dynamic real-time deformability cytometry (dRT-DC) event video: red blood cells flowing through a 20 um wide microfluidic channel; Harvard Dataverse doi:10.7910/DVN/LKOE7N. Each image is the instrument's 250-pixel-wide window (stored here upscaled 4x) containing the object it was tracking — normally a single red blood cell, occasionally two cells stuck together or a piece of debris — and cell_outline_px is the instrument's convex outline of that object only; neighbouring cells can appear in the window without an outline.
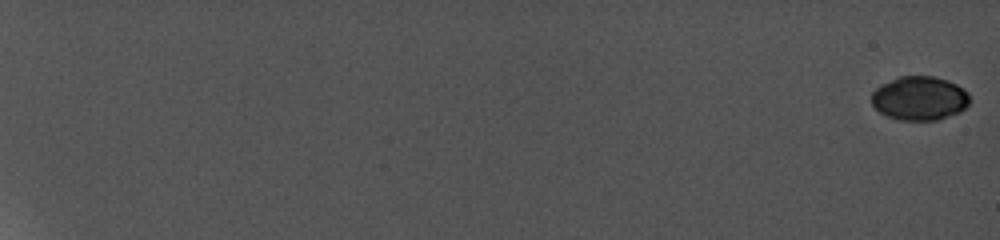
{"species": "common noctule bat (a hibernating species)", "species_latin": "Nyctalus noctula", "temperature_condition": "cold", "stored_images_in_passage": 10, "camera_frame_rate_fps": 5000, "um_per_image_px": 0.085, "animal": {"sex": "female", "body_mass_g": 19.0, "forearm_length_mm": 56.7}, "frame": {"image": 1, "passage_image": 1, "time_ms": 0.0, "image_size_px": [1000, 240], "cell_outline_px": [[968, 104], [960, 112], [936, 120], [896, 120], [880, 112], [872, 104], [872, 92], [880, 84], [900, 76], [932, 76], [948, 80], [964, 88], [968, 92]], "centroid_in_image_um": [78.15, 8.35], "position_along_channel_um": 6.8, "area_um2": 25.14}}
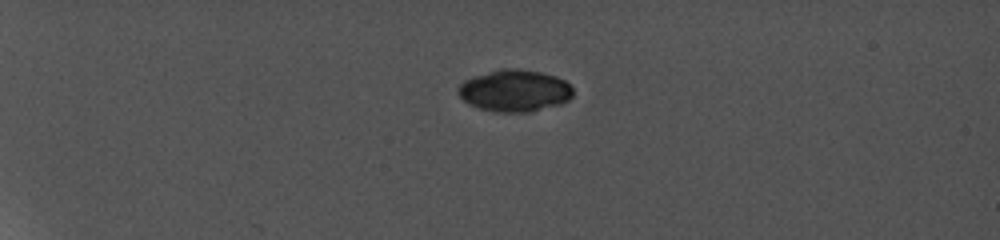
{"frame": {"image": 2, "passage_image": 7, "time_ms": 6.0, "image_size_px": [1000, 240], "cell_outline_px": [[572, 96], [568, 100], [560, 104], [528, 112], [496, 112], [480, 108], [468, 104], [456, 92], [456, 88], [464, 80], [472, 76], [500, 68], [520, 68], [540, 72], [556, 76], [564, 80], [572, 88]], "centroid_in_image_um": [43.7, 7.69], "position_along_channel_um": 41.3, "area_um2": 28.21}}